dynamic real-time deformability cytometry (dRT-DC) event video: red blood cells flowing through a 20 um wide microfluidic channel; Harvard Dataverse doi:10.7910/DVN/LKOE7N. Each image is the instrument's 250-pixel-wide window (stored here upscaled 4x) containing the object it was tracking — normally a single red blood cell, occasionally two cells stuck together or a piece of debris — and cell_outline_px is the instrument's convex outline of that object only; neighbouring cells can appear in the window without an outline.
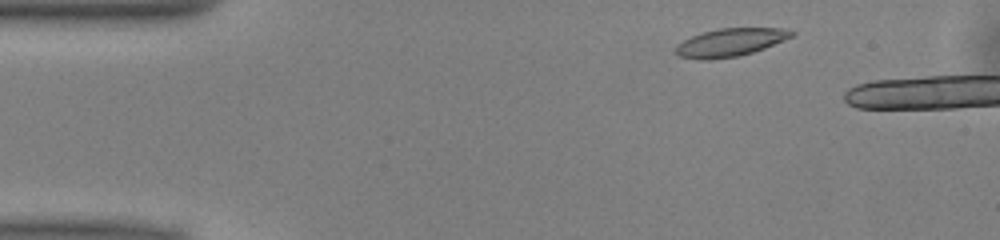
{"species": "common noctule bat (a hibernating species)", "species_latin": "Nyctalus noctula", "temperature_condition": "warm", "stored_images_in_passage": 8, "camera_frame_rate_fps": 3000, "um_per_image_px": 0.085, "animal": {"sex": "male", "body_mass_g": 13.0, "forearm_length_mm": 53.1}, "frame": {"image": 1, "passage_image": 4, "time_ms": 1.0, "image_size_px": [1000, 240], "cell_outline_px": [[796, 32], [792, 36], [764, 48], [752, 52], [736, 56], [708, 60], [696, 60], [680, 56], [676, 52], [676, 44], [692, 36], [704, 32], [720, 28], [784, 28]], "centroid_in_image_um": [62.05, 3.6], "position_along_channel_um": 23.0, "area_um2": 18.67}}